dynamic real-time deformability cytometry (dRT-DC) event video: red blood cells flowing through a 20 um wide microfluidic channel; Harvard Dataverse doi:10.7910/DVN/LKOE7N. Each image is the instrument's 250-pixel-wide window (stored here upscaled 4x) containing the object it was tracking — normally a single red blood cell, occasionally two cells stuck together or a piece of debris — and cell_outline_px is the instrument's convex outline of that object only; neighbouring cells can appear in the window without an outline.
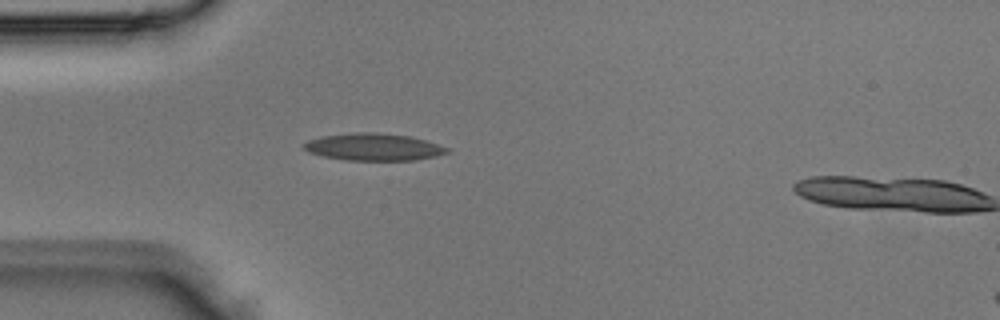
{"species": "Egyptian fruit bat (a non-hibernating species)", "species_latin": "Rousettus aegyptiacus", "temperature_condition": "room temperature", "stored_images_in_passage": 4, "camera_frame_rate_fps": 3000, "um_per_image_px": 0.085, "animal": {"sex": "male"}, "frame": {"image": 1, "passage_image": 3, "time_ms": 0.667, "image_size_px": [1000, 320], "cell_outline_px": [[452, 148], [448, 152], [436, 156], [412, 160], [344, 160], [324, 156], [308, 152], [300, 144], [308, 140], [320, 136], [352, 132], [376, 132], [412, 136]], "centroid_in_image_um": [31.74, 12.48], "position_along_channel_um": 53.3, "area_um2": 22.95}}